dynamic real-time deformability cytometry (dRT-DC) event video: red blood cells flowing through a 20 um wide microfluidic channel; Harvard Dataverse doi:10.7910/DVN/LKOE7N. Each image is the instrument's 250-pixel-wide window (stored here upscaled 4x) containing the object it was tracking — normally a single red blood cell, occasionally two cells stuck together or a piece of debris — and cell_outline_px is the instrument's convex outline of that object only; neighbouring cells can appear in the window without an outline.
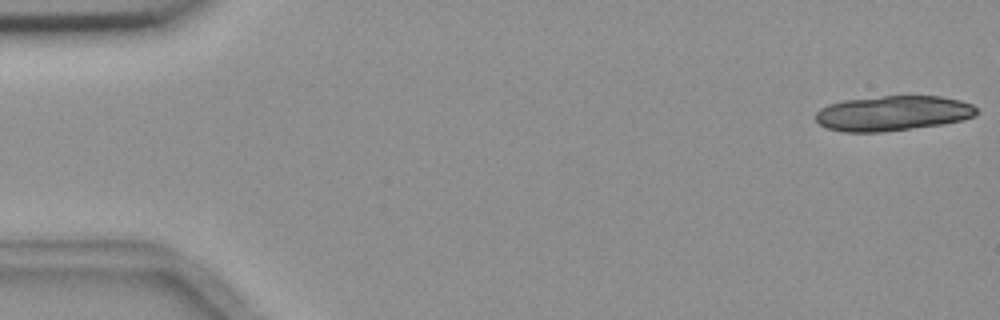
{"species": "common noctule bat (a hibernating species)", "species_latin": "Nyctalus noctula", "temperature_condition": "room temperature", "stored_images_in_passage": 4, "camera_frame_rate_fps": 3000, "um_per_image_px": 0.085, "animal": {"sex": "female", "body_mass_g": 18.4}, "frame": {"image": 1, "passage_image": 1, "time_ms": 0.0, "image_size_px": [1000, 320], "cell_outline_px": [[976, 116], [964, 120], [944, 124], [880, 132], [844, 132], [828, 128], [820, 124], [816, 120], [816, 112], [820, 108], [828, 104], [844, 100], [884, 96], [940, 96], [960, 100], [972, 104], [976, 108]], "centroid_in_image_um": [75.9, 9.63], "position_along_channel_um": 9.1, "area_um2": 32.89}}